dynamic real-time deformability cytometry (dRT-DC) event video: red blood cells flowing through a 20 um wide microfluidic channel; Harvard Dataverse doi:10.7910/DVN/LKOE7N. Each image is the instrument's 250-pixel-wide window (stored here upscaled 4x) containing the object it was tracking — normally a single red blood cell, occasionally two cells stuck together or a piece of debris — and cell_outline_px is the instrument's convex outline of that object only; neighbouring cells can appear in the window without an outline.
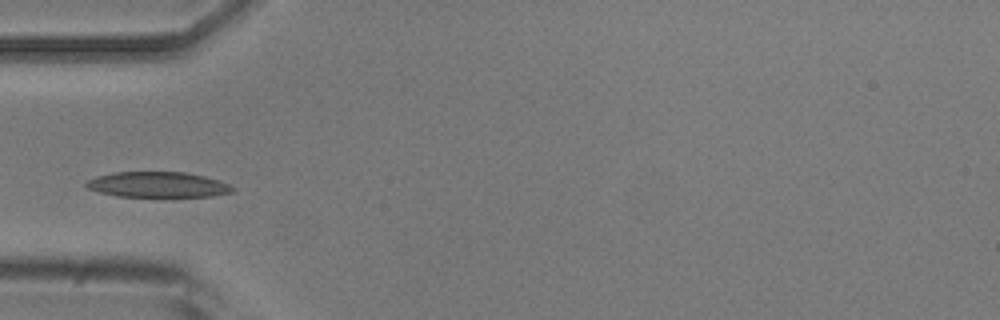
{"species": "common noctule bat (a hibernating species)", "species_latin": "Nyctalus noctula", "temperature_condition": "room temperature", "stored_images_in_passage": 4, "camera_frame_rate_fps": 3000, "um_per_image_px": 0.085, "animal": {"sex": "male", "body_mass_g": 20.5, "forearm_length_mm": 52.5}, "frame": {"image": 1, "passage_image": 4, "time_ms": 3.333, "image_size_px": [1000, 320], "cell_outline_px": [[236, 188], [232, 192], [212, 196], [164, 200], [116, 196], [100, 192], [88, 188], [84, 184], [88, 180], [96, 176], [116, 172], [184, 172], [204, 176], [228, 184]], "centroid_in_image_um": [13.43, 15.75], "position_along_channel_um": 71.6, "area_um2": 22.83}}